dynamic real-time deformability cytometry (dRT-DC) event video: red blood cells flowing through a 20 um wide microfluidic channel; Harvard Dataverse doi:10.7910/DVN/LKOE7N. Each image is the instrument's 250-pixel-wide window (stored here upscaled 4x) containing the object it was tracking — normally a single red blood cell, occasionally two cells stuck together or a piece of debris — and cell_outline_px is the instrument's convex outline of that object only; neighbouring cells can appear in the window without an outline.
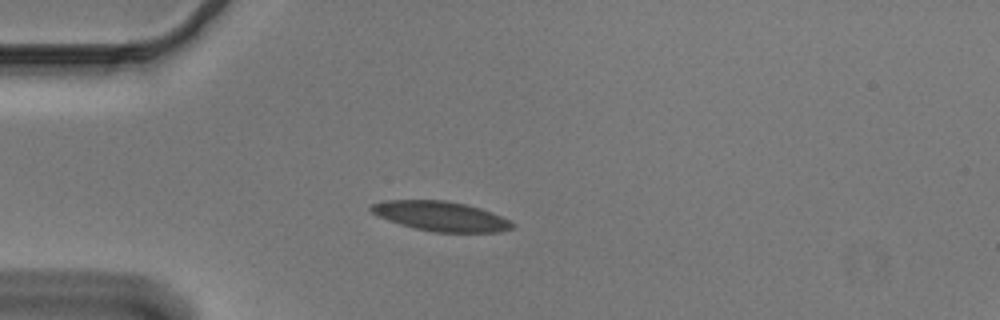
{"species": "Egyptian fruit bat (a non-hibernating species)", "species_latin": "Rousettus aegyptiacus", "temperature_condition": "cold", "stored_images_in_passage": 41, "camera_frame_rate_fps": 3000, "um_per_image_px": 0.085, "animal": {"sex": "male"}, "frame": {"image": 1, "passage_image": 1, "time_ms": 0.0, "image_size_px": [1000, 320], "cell_outline_px": [[516, 228], [500, 232], [436, 232], [416, 228], [400, 224], [376, 216], [368, 208], [372, 204], [384, 200], [444, 200], [464, 204], [480, 208], [492, 212], [512, 220], [516, 224]], "centroid_in_image_um": [37.51, 18.38], "position_along_channel_um": 47.5, "area_um2": 24.62}}
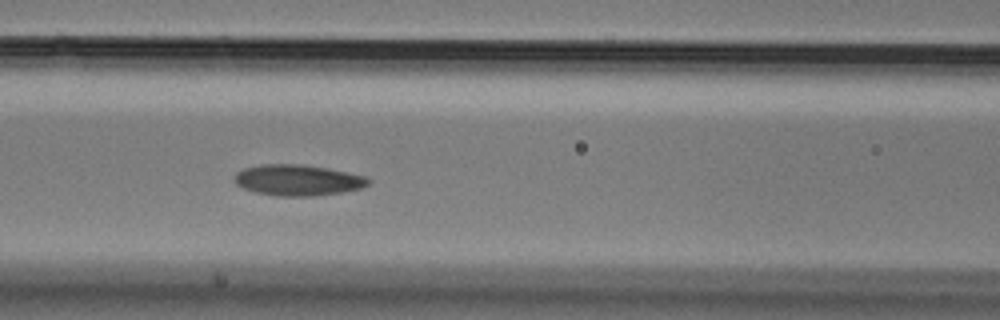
{"frame": {"image": 2, "passage_image": 10, "time_ms": 3.0, "image_size_px": [1000, 320], "cell_outline_px": [[372, 180], [368, 184], [360, 188], [340, 192], [312, 196], [276, 196], [256, 192], [244, 188], [236, 184], [236, 172], [244, 168], [260, 164], [300, 164], [328, 168], [348, 172], [364, 176]], "centroid_in_image_um": [25.31, 15.3], "position_along_channel_um": 141.3, "area_um2": 23.99}}
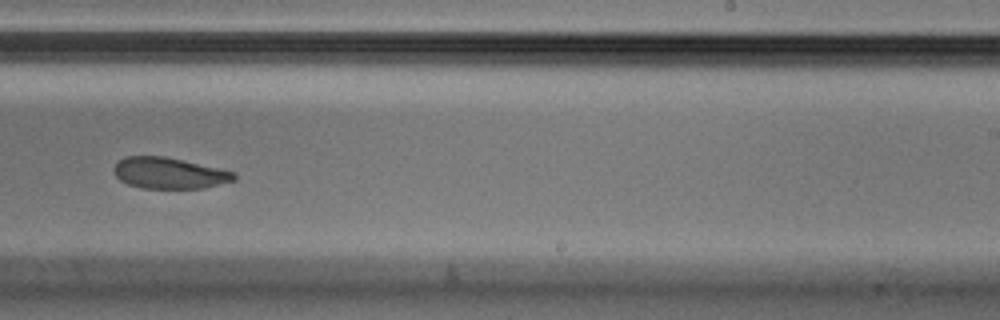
{"frame": {"image": 3, "passage_image": 21, "time_ms": 6.667, "image_size_px": [1000, 320], "cell_outline_px": [[236, 180], [204, 188], [144, 188], [128, 184], [120, 180], [112, 172], [112, 168], [124, 156], [164, 156], [220, 168], [236, 172]], "centroid_in_image_um": [14.39, 14.71], "position_along_channel_um": 274.6, "area_um2": 21.91}, "authors_computed_cell_mechanics": {"area_um2": 23.987, "velocity_mm_per_s": 3.6461, "shape_relaxation_time_tau1_ms": 7.3538, "shape_relaxation_time_tau2_ms": 2.5911, "deformation_change_tau1": 0.1324, "deformation_change_tau2": 0.0491}}